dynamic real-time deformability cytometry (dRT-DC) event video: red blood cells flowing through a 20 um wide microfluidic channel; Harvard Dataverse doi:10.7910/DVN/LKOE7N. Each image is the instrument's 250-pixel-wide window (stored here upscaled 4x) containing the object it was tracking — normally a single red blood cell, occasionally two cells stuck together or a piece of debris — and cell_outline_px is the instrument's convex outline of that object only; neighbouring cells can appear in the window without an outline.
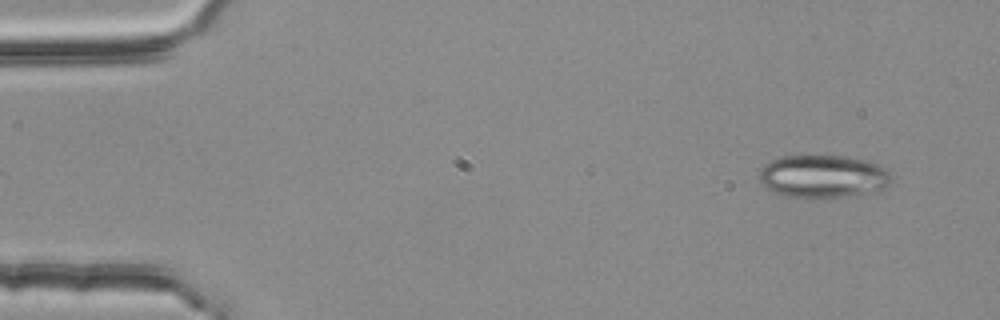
{"species": "common noctule bat (a hibernating species)", "species_latin": "Nyctalus noctula", "temperature_condition": "room temperature", "stored_images_in_passage": 52, "camera_frame_rate_fps": 3000, "um_per_image_px": 0.085, "animal": {"sex": "female", "body_mass_g": 25.1}, "frame": {"image": 1, "passage_image": 2, "time_ms": 0.333, "image_size_px": [1000, 320], "cell_outline_px": [[892, 180], [884, 192], [824, 200], [784, 196], [764, 188], [760, 184], [760, 168], [772, 160], [784, 156], [848, 156], [876, 160], [888, 172]], "centroid_in_image_um": [70.05, 15.04], "position_along_channel_um": 14.9, "area_um2": 34.56}}
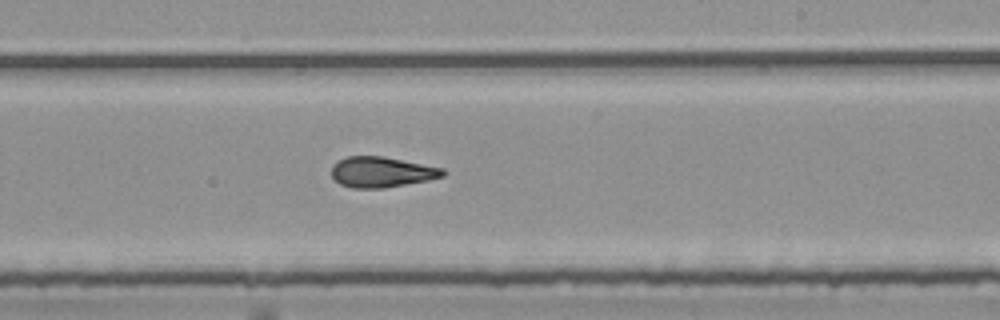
{"frame": {"image": 2, "passage_image": 30, "time_ms": 9.667, "image_size_px": [1000, 320], "cell_outline_px": [[448, 172], [444, 176], [428, 180], [384, 188], [352, 188], [340, 184], [332, 176], [332, 164], [348, 156], [384, 156], [444, 168]], "centroid_in_image_um": [32.47, 14.62], "position_along_channel_um": 256.5, "area_um2": 19.88}}
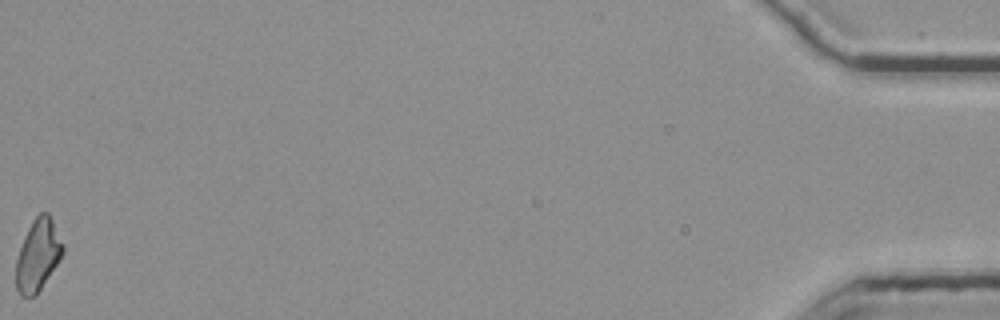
{"frame": {"image": 3, "passage_image": 52, "time_ms": 17.0, "image_size_px": [1000, 320], "cell_outline_px": [[64, 252], [60, 260], [36, 296], [20, 296], [16, 288], [16, 260], [24, 236], [32, 220], [40, 212], [48, 212], [64, 244]], "centroid_in_image_um": [3.23, 21.69], "position_along_channel_um": 432.0, "area_um2": 19.65}, "authors_computed_cell_mechanics": {"area_um2": 19.8543, "velocity_mm_per_s": 3.8022, "shape_relaxation_time_tau1_ms": null, "shape_relaxation_time_tau2_ms": 3.5291, "deformation_change_tau1": null, "deformation_change_tau2": 0.1239}}